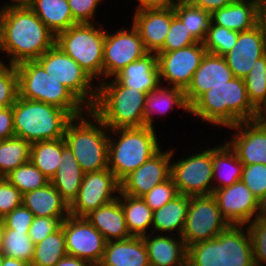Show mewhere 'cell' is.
I'll return each mask as SVG.
<instances>
[{
    "mask_svg": "<svg viewBox=\"0 0 266 266\" xmlns=\"http://www.w3.org/2000/svg\"><path fill=\"white\" fill-rule=\"evenodd\" d=\"M55 40L56 35L30 7L5 8L2 53L9 56L8 65L37 60Z\"/></svg>",
    "mask_w": 266,
    "mask_h": 266,
    "instance_id": "cell-1",
    "label": "cell"
},
{
    "mask_svg": "<svg viewBox=\"0 0 266 266\" xmlns=\"http://www.w3.org/2000/svg\"><path fill=\"white\" fill-rule=\"evenodd\" d=\"M190 114L202 122L226 128L262 118L249 101L244 79L237 77L203 93L190 106Z\"/></svg>",
    "mask_w": 266,
    "mask_h": 266,
    "instance_id": "cell-2",
    "label": "cell"
},
{
    "mask_svg": "<svg viewBox=\"0 0 266 266\" xmlns=\"http://www.w3.org/2000/svg\"><path fill=\"white\" fill-rule=\"evenodd\" d=\"M187 266H255L245 225H229L215 238L188 246Z\"/></svg>",
    "mask_w": 266,
    "mask_h": 266,
    "instance_id": "cell-3",
    "label": "cell"
},
{
    "mask_svg": "<svg viewBox=\"0 0 266 266\" xmlns=\"http://www.w3.org/2000/svg\"><path fill=\"white\" fill-rule=\"evenodd\" d=\"M110 80L98 82L97 99L90 110L109 129L146 126L147 93L122 86L114 77Z\"/></svg>",
    "mask_w": 266,
    "mask_h": 266,
    "instance_id": "cell-4",
    "label": "cell"
},
{
    "mask_svg": "<svg viewBox=\"0 0 266 266\" xmlns=\"http://www.w3.org/2000/svg\"><path fill=\"white\" fill-rule=\"evenodd\" d=\"M108 133L109 128L90 109L68 122L64 139L84 173L108 169Z\"/></svg>",
    "mask_w": 266,
    "mask_h": 266,
    "instance_id": "cell-5",
    "label": "cell"
},
{
    "mask_svg": "<svg viewBox=\"0 0 266 266\" xmlns=\"http://www.w3.org/2000/svg\"><path fill=\"white\" fill-rule=\"evenodd\" d=\"M156 133L147 126L109 129L108 169L120 182L161 149Z\"/></svg>",
    "mask_w": 266,
    "mask_h": 266,
    "instance_id": "cell-6",
    "label": "cell"
},
{
    "mask_svg": "<svg viewBox=\"0 0 266 266\" xmlns=\"http://www.w3.org/2000/svg\"><path fill=\"white\" fill-rule=\"evenodd\" d=\"M12 111L15 136L31 144L64 138L66 126L73 118L64 109L19 96Z\"/></svg>",
    "mask_w": 266,
    "mask_h": 266,
    "instance_id": "cell-7",
    "label": "cell"
},
{
    "mask_svg": "<svg viewBox=\"0 0 266 266\" xmlns=\"http://www.w3.org/2000/svg\"><path fill=\"white\" fill-rule=\"evenodd\" d=\"M18 73L19 97L44 102L78 117L89 109L67 88L51 77L37 60L15 65Z\"/></svg>",
    "mask_w": 266,
    "mask_h": 266,
    "instance_id": "cell-8",
    "label": "cell"
},
{
    "mask_svg": "<svg viewBox=\"0 0 266 266\" xmlns=\"http://www.w3.org/2000/svg\"><path fill=\"white\" fill-rule=\"evenodd\" d=\"M95 25L96 23H76L67 30L59 32L56 35L55 44L74 59L94 80L99 78L101 82L103 81L106 29L102 24Z\"/></svg>",
    "mask_w": 266,
    "mask_h": 266,
    "instance_id": "cell-9",
    "label": "cell"
},
{
    "mask_svg": "<svg viewBox=\"0 0 266 266\" xmlns=\"http://www.w3.org/2000/svg\"><path fill=\"white\" fill-rule=\"evenodd\" d=\"M37 61L55 80L65 85L88 108L91 109L97 99L98 84L69 57L60 47L54 44L44 52Z\"/></svg>",
    "mask_w": 266,
    "mask_h": 266,
    "instance_id": "cell-10",
    "label": "cell"
},
{
    "mask_svg": "<svg viewBox=\"0 0 266 266\" xmlns=\"http://www.w3.org/2000/svg\"><path fill=\"white\" fill-rule=\"evenodd\" d=\"M202 150V151H201ZM171 162V177L178 194L208 196L213 193L212 148Z\"/></svg>",
    "mask_w": 266,
    "mask_h": 266,
    "instance_id": "cell-11",
    "label": "cell"
},
{
    "mask_svg": "<svg viewBox=\"0 0 266 266\" xmlns=\"http://www.w3.org/2000/svg\"><path fill=\"white\" fill-rule=\"evenodd\" d=\"M229 226L212 195L190 196L188 212L181 238L185 245L207 241L218 236Z\"/></svg>",
    "mask_w": 266,
    "mask_h": 266,
    "instance_id": "cell-12",
    "label": "cell"
},
{
    "mask_svg": "<svg viewBox=\"0 0 266 266\" xmlns=\"http://www.w3.org/2000/svg\"><path fill=\"white\" fill-rule=\"evenodd\" d=\"M124 28L113 33L105 31L103 81L113 78L131 62L148 53L136 27L132 24L131 28Z\"/></svg>",
    "mask_w": 266,
    "mask_h": 266,
    "instance_id": "cell-13",
    "label": "cell"
},
{
    "mask_svg": "<svg viewBox=\"0 0 266 266\" xmlns=\"http://www.w3.org/2000/svg\"><path fill=\"white\" fill-rule=\"evenodd\" d=\"M120 191V181L109 169L85 173L78 195L69 205V214L85 217L92 210L117 199Z\"/></svg>",
    "mask_w": 266,
    "mask_h": 266,
    "instance_id": "cell-14",
    "label": "cell"
},
{
    "mask_svg": "<svg viewBox=\"0 0 266 266\" xmlns=\"http://www.w3.org/2000/svg\"><path fill=\"white\" fill-rule=\"evenodd\" d=\"M205 54L206 49L201 42L178 50L158 52L160 84L167 82L168 86L185 90Z\"/></svg>",
    "mask_w": 266,
    "mask_h": 266,
    "instance_id": "cell-15",
    "label": "cell"
},
{
    "mask_svg": "<svg viewBox=\"0 0 266 266\" xmlns=\"http://www.w3.org/2000/svg\"><path fill=\"white\" fill-rule=\"evenodd\" d=\"M61 227L67 255L84 259L91 264L101 263L107 241L86 217L69 215Z\"/></svg>",
    "mask_w": 266,
    "mask_h": 266,
    "instance_id": "cell-16",
    "label": "cell"
},
{
    "mask_svg": "<svg viewBox=\"0 0 266 266\" xmlns=\"http://www.w3.org/2000/svg\"><path fill=\"white\" fill-rule=\"evenodd\" d=\"M175 149L162 150L150 157L138 169L132 171L121 182V192L134 197H142L157 184L171 177V162Z\"/></svg>",
    "mask_w": 266,
    "mask_h": 266,
    "instance_id": "cell-17",
    "label": "cell"
},
{
    "mask_svg": "<svg viewBox=\"0 0 266 266\" xmlns=\"http://www.w3.org/2000/svg\"><path fill=\"white\" fill-rule=\"evenodd\" d=\"M233 134L226 141L244 165H266V121L263 118L228 127Z\"/></svg>",
    "mask_w": 266,
    "mask_h": 266,
    "instance_id": "cell-18",
    "label": "cell"
},
{
    "mask_svg": "<svg viewBox=\"0 0 266 266\" xmlns=\"http://www.w3.org/2000/svg\"><path fill=\"white\" fill-rule=\"evenodd\" d=\"M212 196L229 225H246L255 219L258 199L241 180L214 190Z\"/></svg>",
    "mask_w": 266,
    "mask_h": 266,
    "instance_id": "cell-19",
    "label": "cell"
},
{
    "mask_svg": "<svg viewBox=\"0 0 266 266\" xmlns=\"http://www.w3.org/2000/svg\"><path fill=\"white\" fill-rule=\"evenodd\" d=\"M234 77L224 56L206 52L198 69L195 71L191 83L184 90L185 98L191 106L203 93L214 86L225 85Z\"/></svg>",
    "mask_w": 266,
    "mask_h": 266,
    "instance_id": "cell-20",
    "label": "cell"
},
{
    "mask_svg": "<svg viewBox=\"0 0 266 266\" xmlns=\"http://www.w3.org/2000/svg\"><path fill=\"white\" fill-rule=\"evenodd\" d=\"M174 16V7L134 11L132 24L147 52L157 54L163 48Z\"/></svg>",
    "mask_w": 266,
    "mask_h": 266,
    "instance_id": "cell-21",
    "label": "cell"
},
{
    "mask_svg": "<svg viewBox=\"0 0 266 266\" xmlns=\"http://www.w3.org/2000/svg\"><path fill=\"white\" fill-rule=\"evenodd\" d=\"M265 54L263 32L258 24L250 30L239 32L236 44L224 58L234 77L244 78L255 61Z\"/></svg>",
    "mask_w": 266,
    "mask_h": 266,
    "instance_id": "cell-22",
    "label": "cell"
},
{
    "mask_svg": "<svg viewBox=\"0 0 266 266\" xmlns=\"http://www.w3.org/2000/svg\"><path fill=\"white\" fill-rule=\"evenodd\" d=\"M174 236L154 233L141 236L151 266H187V246L181 236Z\"/></svg>",
    "mask_w": 266,
    "mask_h": 266,
    "instance_id": "cell-23",
    "label": "cell"
},
{
    "mask_svg": "<svg viewBox=\"0 0 266 266\" xmlns=\"http://www.w3.org/2000/svg\"><path fill=\"white\" fill-rule=\"evenodd\" d=\"M261 7L256 0H236L212 12L211 23L236 32L247 31L258 25Z\"/></svg>",
    "mask_w": 266,
    "mask_h": 266,
    "instance_id": "cell-24",
    "label": "cell"
},
{
    "mask_svg": "<svg viewBox=\"0 0 266 266\" xmlns=\"http://www.w3.org/2000/svg\"><path fill=\"white\" fill-rule=\"evenodd\" d=\"M114 78L122 86L148 94L160 85L157 55L148 52L142 58L123 68Z\"/></svg>",
    "mask_w": 266,
    "mask_h": 266,
    "instance_id": "cell-25",
    "label": "cell"
},
{
    "mask_svg": "<svg viewBox=\"0 0 266 266\" xmlns=\"http://www.w3.org/2000/svg\"><path fill=\"white\" fill-rule=\"evenodd\" d=\"M102 266H151L143 238L107 241Z\"/></svg>",
    "mask_w": 266,
    "mask_h": 266,
    "instance_id": "cell-26",
    "label": "cell"
},
{
    "mask_svg": "<svg viewBox=\"0 0 266 266\" xmlns=\"http://www.w3.org/2000/svg\"><path fill=\"white\" fill-rule=\"evenodd\" d=\"M86 219L103 235L106 241L132 237L119 199L92 210Z\"/></svg>",
    "mask_w": 266,
    "mask_h": 266,
    "instance_id": "cell-27",
    "label": "cell"
},
{
    "mask_svg": "<svg viewBox=\"0 0 266 266\" xmlns=\"http://www.w3.org/2000/svg\"><path fill=\"white\" fill-rule=\"evenodd\" d=\"M22 205L34 217H68L69 204L49 182L45 186L22 195Z\"/></svg>",
    "mask_w": 266,
    "mask_h": 266,
    "instance_id": "cell-28",
    "label": "cell"
},
{
    "mask_svg": "<svg viewBox=\"0 0 266 266\" xmlns=\"http://www.w3.org/2000/svg\"><path fill=\"white\" fill-rule=\"evenodd\" d=\"M84 174L73 152L66 144L62 148L59 167L50 183L70 205L78 195Z\"/></svg>",
    "mask_w": 266,
    "mask_h": 266,
    "instance_id": "cell-29",
    "label": "cell"
},
{
    "mask_svg": "<svg viewBox=\"0 0 266 266\" xmlns=\"http://www.w3.org/2000/svg\"><path fill=\"white\" fill-rule=\"evenodd\" d=\"M159 85L156 89L149 92L146 96L144 106L145 125L155 128L153 114H165L176 106L178 109L190 113V106L185 98L184 89Z\"/></svg>",
    "mask_w": 266,
    "mask_h": 266,
    "instance_id": "cell-30",
    "label": "cell"
},
{
    "mask_svg": "<svg viewBox=\"0 0 266 266\" xmlns=\"http://www.w3.org/2000/svg\"><path fill=\"white\" fill-rule=\"evenodd\" d=\"M190 197L178 194L153 212L152 233L181 236L184 230ZM172 232H174L172 234Z\"/></svg>",
    "mask_w": 266,
    "mask_h": 266,
    "instance_id": "cell-31",
    "label": "cell"
},
{
    "mask_svg": "<svg viewBox=\"0 0 266 266\" xmlns=\"http://www.w3.org/2000/svg\"><path fill=\"white\" fill-rule=\"evenodd\" d=\"M225 143L212 147L213 191L231 186L241 180L244 164Z\"/></svg>",
    "mask_w": 266,
    "mask_h": 266,
    "instance_id": "cell-32",
    "label": "cell"
},
{
    "mask_svg": "<svg viewBox=\"0 0 266 266\" xmlns=\"http://www.w3.org/2000/svg\"><path fill=\"white\" fill-rule=\"evenodd\" d=\"M30 8L55 35L77 23L68 0H34Z\"/></svg>",
    "mask_w": 266,
    "mask_h": 266,
    "instance_id": "cell-33",
    "label": "cell"
},
{
    "mask_svg": "<svg viewBox=\"0 0 266 266\" xmlns=\"http://www.w3.org/2000/svg\"><path fill=\"white\" fill-rule=\"evenodd\" d=\"M124 211L127 228L132 236H144L152 232L153 211L141 197L123 194L118 196ZM150 228V229H149Z\"/></svg>",
    "mask_w": 266,
    "mask_h": 266,
    "instance_id": "cell-34",
    "label": "cell"
},
{
    "mask_svg": "<svg viewBox=\"0 0 266 266\" xmlns=\"http://www.w3.org/2000/svg\"><path fill=\"white\" fill-rule=\"evenodd\" d=\"M65 139L38 141L31 144L30 161L49 179L55 175Z\"/></svg>",
    "mask_w": 266,
    "mask_h": 266,
    "instance_id": "cell-35",
    "label": "cell"
},
{
    "mask_svg": "<svg viewBox=\"0 0 266 266\" xmlns=\"http://www.w3.org/2000/svg\"><path fill=\"white\" fill-rule=\"evenodd\" d=\"M174 11L194 39L203 43L211 23L210 13L190 4L187 0H177Z\"/></svg>",
    "mask_w": 266,
    "mask_h": 266,
    "instance_id": "cell-36",
    "label": "cell"
},
{
    "mask_svg": "<svg viewBox=\"0 0 266 266\" xmlns=\"http://www.w3.org/2000/svg\"><path fill=\"white\" fill-rule=\"evenodd\" d=\"M31 143L19 137L0 140V177L30 161Z\"/></svg>",
    "mask_w": 266,
    "mask_h": 266,
    "instance_id": "cell-37",
    "label": "cell"
},
{
    "mask_svg": "<svg viewBox=\"0 0 266 266\" xmlns=\"http://www.w3.org/2000/svg\"><path fill=\"white\" fill-rule=\"evenodd\" d=\"M67 255L63 228L48 235L35 244L34 256L30 266H55Z\"/></svg>",
    "mask_w": 266,
    "mask_h": 266,
    "instance_id": "cell-38",
    "label": "cell"
},
{
    "mask_svg": "<svg viewBox=\"0 0 266 266\" xmlns=\"http://www.w3.org/2000/svg\"><path fill=\"white\" fill-rule=\"evenodd\" d=\"M243 79L249 101L262 113L266 109V54L255 61Z\"/></svg>",
    "mask_w": 266,
    "mask_h": 266,
    "instance_id": "cell-39",
    "label": "cell"
},
{
    "mask_svg": "<svg viewBox=\"0 0 266 266\" xmlns=\"http://www.w3.org/2000/svg\"><path fill=\"white\" fill-rule=\"evenodd\" d=\"M35 244L31 241L28 231L3 229V247L1 253L28 263L32 262Z\"/></svg>",
    "mask_w": 266,
    "mask_h": 266,
    "instance_id": "cell-40",
    "label": "cell"
},
{
    "mask_svg": "<svg viewBox=\"0 0 266 266\" xmlns=\"http://www.w3.org/2000/svg\"><path fill=\"white\" fill-rule=\"evenodd\" d=\"M5 178L14 185L22 195L41 188L50 182L31 161L18 166L15 170L6 175Z\"/></svg>",
    "mask_w": 266,
    "mask_h": 266,
    "instance_id": "cell-41",
    "label": "cell"
},
{
    "mask_svg": "<svg viewBox=\"0 0 266 266\" xmlns=\"http://www.w3.org/2000/svg\"><path fill=\"white\" fill-rule=\"evenodd\" d=\"M238 33L223 26L210 23L206 38L203 41L206 52L224 56L236 44Z\"/></svg>",
    "mask_w": 266,
    "mask_h": 266,
    "instance_id": "cell-42",
    "label": "cell"
},
{
    "mask_svg": "<svg viewBox=\"0 0 266 266\" xmlns=\"http://www.w3.org/2000/svg\"><path fill=\"white\" fill-rule=\"evenodd\" d=\"M18 73L15 65L5 64L0 69V108L12 106L17 97Z\"/></svg>",
    "mask_w": 266,
    "mask_h": 266,
    "instance_id": "cell-43",
    "label": "cell"
},
{
    "mask_svg": "<svg viewBox=\"0 0 266 266\" xmlns=\"http://www.w3.org/2000/svg\"><path fill=\"white\" fill-rule=\"evenodd\" d=\"M198 43L190 34L185 24L175 15L167 33L163 48L159 52H167L188 47Z\"/></svg>",
    "mask_w": 266,
    "mask_h": 266,
    "instance_id": "cell-44",
    "label": "cell"
},
{
    "mask_svg": "<svg viewBox=\"0 0 266 266\" xmlns=\"http://www.w3.org/2000/svg\"><path fill=\"white\" fill-rule=\"evenodd\" d=\"M252 244L255 266L266 264V222L253 219L245 225Z\"/></svg>",
    "mask_w": 266,
    "mask_h": 266,
    "instance_id": "cell-45",
    "label": "cell"
},
{
    "mask_svg": "<svg viewBox=\"0 0 266 266\" xmlns=\"http://www.w3.org/2000/svg\"><path fill=\"white\" fill-rule=\"evenodd\" d=\"M177 195L178 191L176 185L174 184L172 177H170L168 180L157 184L141 198L154 212L163 207Z\"/></svg>",
    "mask_w": 266,
    "mask_h": 266,
    "instance_id": "cell-46",
    "label": "cell"
},
{
    "mask_svg": "<svg viewBox=\"0 0 266 266\" xmlns=\"http://www.w3.org/2000/svg\"><path fill=\"white\" fill-rule=\"evenodd\" d=\"M241 181L257 199L266 194V165L261 163L244 165Z\"/></svg>",
    "mask_w": 266,
    "mask_h": 266,
    "instance_id": "cell-47",
    "label": "cell"
},
{
    "mask_svg": "<svg viewBox=\"0 0 266 266\" xmlns=\"http://www.w3.org/2000/svg\"><path fill=\"white\" fill-rule=\"evenodd\" d=\"M66 217H34L28 235L36 244L43 241L48 235L57 231Z\"/></svg>",
    "mask_w": 266,
    "mask_h": 266,
    "instance_id": "cell-48",
    "label": "cell"
},
{
    "mask_svg": "<svg viewBox=\"0 0 266 266\" xmlns=\"http://www.w3.org/2000/svg\"><path fill=\"white\" fill-rule=\"evenodd\" d=\"M22 205L21 192L5 177H0V218Z\"/></svg>",
    "mask_w": 266,
    "mask_h": 266,
    "instance_id": "cell-49",
    "label": "cell"
},
{
    "mask_svg": "<svg viewBox=\"0 0 266 266\" xmlns=\"http://www.w3.org/2000/svg\"><path fill=\"white\" fill-rule=\"evenodd\" d=\"M103 0H68L77 23H95L96 10Z\"/></svg>",
    "mask_w": 266,
    "mask_h": 266,
    "instance_id": "cell-50",
    "label": "cell"
},
{
    "mask_svg": "<svg viewBox=\"0 0 266 266\" xmlns=\"http://www.w3.org/2000/svg\"><path fill=\"white\" fill-rule=\"evenodd\" d=\"M34 214L23 205L15 208L2 218L4 229L17 231H29L33 222Z\"/></svg>",
    "mask_w": 266,
    "mask_h": 266,
    "instance_id": "cell-51",
    "label": "cell"
},
{
    "mask_svg": "<svg viewBox=\"0 0 266 266\" xmlns=\"http://www.w3.org/2000/svg\"><path fill=\"white\" fill-rule=\"evenodd\" d=\"M15 136L12 106L0 108V140Z\"/></svg>",
    "mask_w": 266,
    "mask_h": 266,
    "instance_id": "cell-52",
    "label": "cell"
},
{
    "mask_svg": "<svg viewBox=\"0 0 266 266\" xmlns=\"http://www.w3.org/2000/svg\"><path fill=\"white\" fill-rule=\"evenodd\" d=\"M190 4L199 7L210 14L215 10L232 4L236 0H187Z\"/></svg>",
    "mask_w": 266,
    "mask_h": 266,
    "instance_id": "cell-53",
    "label": "cell"
},
{
    "mask_svg": "<svg viewBox=\"0 0 266 266\" xmlns=\"http://www.w3.org/2000/svg\"><path fill=\"white\" fill-rule=\"evenodd\" d=\"M138 1L134 11L149 9H165L174 7L177 0H136Z\"/></svg>",
    "mask_w": 266,
    "mask_h": 266,
    "instance_id": "cell-54",
    "label": "cell"
},
{
    "mask_svg": "<svg viewBox=\"0 0 266 266\" xmlns=\"http://www.w3.org/2000/svg\"><path fill=\"white\" fill-rule=\"evenodd\" d=\"M55 266H92V264L84 259L66 255Z\"/></svg>",
    "mask_w": 266,
    "mask_h": 266,
    "instance_id": "cell-55",
    "label": "cell"
},
{
    "mask_svg": "<svg viewBox=\"0 0 266 266\" xmlns=\"http://www.w3.org/2000/svg\"><path fill=\"white\" fill-rule=\"evenodd\" d=\"M255 219L266 222V194L258 198Z\"/></svg>",
    "mask_w": 266,
    "mask_h": 266,
    "instance_id": "cell-56",
    "label": "cell"
},
{
    "mask_svg": "<svg viewBox=\"0 0 266 266\" xmlns=\"http://www.w3.org/2000/svg\"><path fill=\"white\" fill-rule=\"evenodd\" d=\"M258 24L263 32L265 52H266V5H262L261 7Z\"/></svg>",
    "mask_w": 266,
    "mask_h": 266,
    "instance_id": "cell-57",
    "label": "cell"
},
{
    "mask_svg": "<svg viewBox=\"0 0 266 266\" xmlns=\"http://www.w3.org/2000/svg\"><path fill=\"white\" fill-rule=\"evenodd\" d=\"M1 266H30V265L24 261L12 257L3 256Z\"/></svg>",
    "mask_w": 266,
    "mask_h": 266,
    "instance_id": "cell-58",
    "label": "cell"
},
{
    "mask_svg": "<svg viewBox=\"0 0 266 266\" xmlns=\"http://www.w3.org/2000/svg\"><path fill=\"white\" fill-rule=\"evenodd\" d=\"M12 3H5L3 6L5 8H12V7H30L34 0H11Z\"/></svg>",
    "mask_w": 266,
    "mask_h": 266,
    "instance_id": "cell-59",
    "label": "cell"
},
{
    "mask_svg": "<svg viewBox=\"0 0 266 266\" xmlns=\"http://www.w3.org/2000/svg\"><path fill=\"white\" fill-rule=\"evenodd\" d=\"M4 11L5 7H0V53H2V44H3V22H4Z\"/></svg>",
    "mask_w": 266,
    "mask_h": 266,
    "instance_id": "cell-60",
    "label": "cell"
},
{
    "mask_svg": "<svg viewBox=\"0 0 266 266\" xmlns=\"http://www.w3.org/2000/svg\"><path fill=\"white\" fill-rule=\"evenodd\" d=\"M3 229H4V224L2 219L0 218V252L2 251L3 247Z\"/></svg>",
    "mask_w": 266,
    "mask_h": 266,
    "instance_id": "cell-61",
    "label": "cell"
},
{
    "mask_svg": "<svg viewBox=\"0 0 266 266\" xmlns=\"http://www.w3.org/2000/svg\"><path fill=\"white\" fill-rule=\"evenodd\" d=\"M4 60H2V58H0V69L7 64L6 62H3Z\"/></svg>",
    "mask_w": 266,
    "mask_h": 266,
    "instance_id": "cell-62",
    "label": "cell"
},
{
    "mask_svg": "<svg viewBox=\"0 0 266 266\" xmlns=\"http://www.w3.org/2000/svg\"><path fill=\"white\" fill-rule=\"evenodd\" d=\"M262 118L266 121V109L261 113Z\"/></svg>",
    "mask_w": 266,
    "mask_h": 266,
    "instance_id": "cell-63",
    "label": "cell"
},
{
    "mask_svg": "<svg viewBox=\"0 0 266 266\" xmlns=\"http://www.w3.org/2000/svg\"><path fill=\"white\" fill-rule=\"evenodd\" d=\"M258 1L261 5H266V0H256Z\"/></svg>",
    "mask_w": 266,
    "mask_h": 266,
    "instance_id": "cell-64",
    "label": "cell"
},
{
    "mask_svg": "<svg viewBox=\"0 0 266 266\" xmlns=\"http://www.w3.org/2000/svg\"><path fill=\"white\" fill-rule=\"evenodd\" d=\"M3 256L4 255L0 252V266L2 265Z\"/></svg>",
    "mask_w": 266,
    "mask_h": 266,
    "instance_id": "cell-65",
    "label": "cell"
},
{
    "mask_svg": "<svg viewBox=\"0 0 266 266\" xmlns=\"http://www.w3.org/2000/svg\"><path fill=\"white\" fill-rule=\"evenodd\" d=\"M92 266H102L101 264H92Z\"/></svg>",
    "mask_w": 266,
    "mask_h": 266,
    "instance_id": "cell-66",
    "label": "cell"
}]
</instances>
